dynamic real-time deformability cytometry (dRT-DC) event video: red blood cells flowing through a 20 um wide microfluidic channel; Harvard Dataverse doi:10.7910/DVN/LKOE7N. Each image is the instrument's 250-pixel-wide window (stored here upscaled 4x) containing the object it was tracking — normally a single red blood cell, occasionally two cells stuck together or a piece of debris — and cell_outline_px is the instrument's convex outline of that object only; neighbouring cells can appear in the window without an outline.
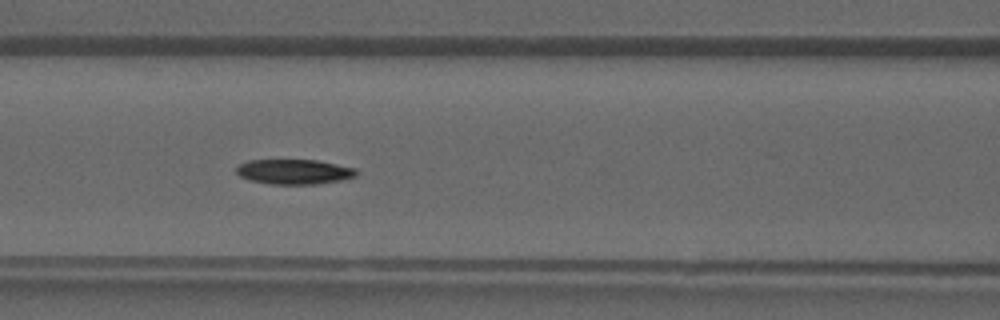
{"species": "common noctule bat (a hibernating species)", "species_latin": "Nyctalus noctula", "temperature_condition": "warm", "stored_images_in_passage": 41, "camera_frame_rate_fps": 3000, "um_per_image_px": 0.085, "animal": {"sex": "male", "forearm_length_mm": 52.5}, "frame": {"image": 1, "passage_image": 18, "time_ms": 5.667, "image_size_px": [1000, 320], "cell_outline_px": [[360, 172], [356, 176], [340, 180], [316, 184], [268, 184], [252, 180], [240, 176], [236, 172], [236, 168], [240, 164], [248, 160], [316, 160], [356, 168]], "centroid_in_image_um": [25.02, 14.59], "position_along_channel_um": 141.6, "area_um2": 17.4}}
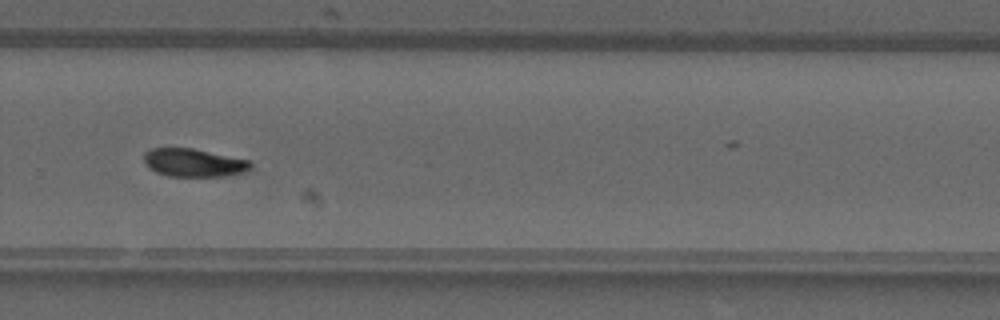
{"frame": {"image": 2, "passage_image": 28, "time_ms": 9.0, "image_size_px": [1000, 320], "cell_outline_px": [[252, 168], [244, 172], [224, 176], [168, 176], [156, 172], [148, 168], [144, 160], [144, 152], [152, 148], [192, 148], [248, 160], [252, 164]], "centroid_in_image_um": [16.44, 13.83], "position_along_channel_um": 313.4, "area_um2": 17.4}}
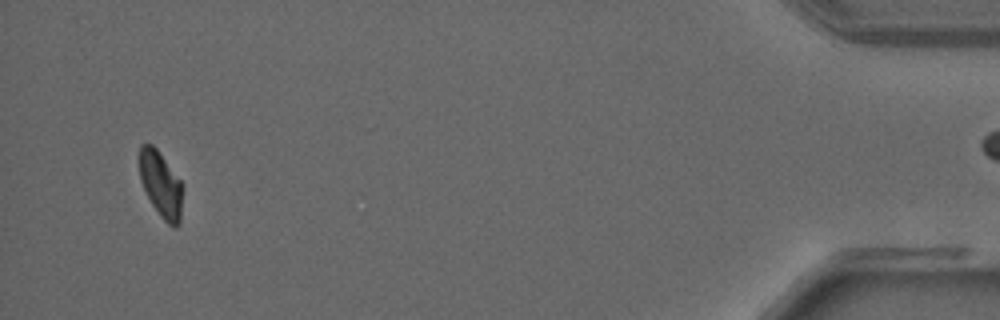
{"frame": {"image": 3, "passage_image": 39, "time_ms": 12.667, "image_size_px": [1000, 320], "cell_outline_px": [[184, 188], [180, 224], [176, 228], [172, 228], [160, 216], [152, 204], [140, 180], [140, 144], [152, 144], [156, 148], [180, 180]], "centroid_in_image_um": [13.71, 15.73], "position_along_channel_um": 421.5, "area_um2": 16.65}}